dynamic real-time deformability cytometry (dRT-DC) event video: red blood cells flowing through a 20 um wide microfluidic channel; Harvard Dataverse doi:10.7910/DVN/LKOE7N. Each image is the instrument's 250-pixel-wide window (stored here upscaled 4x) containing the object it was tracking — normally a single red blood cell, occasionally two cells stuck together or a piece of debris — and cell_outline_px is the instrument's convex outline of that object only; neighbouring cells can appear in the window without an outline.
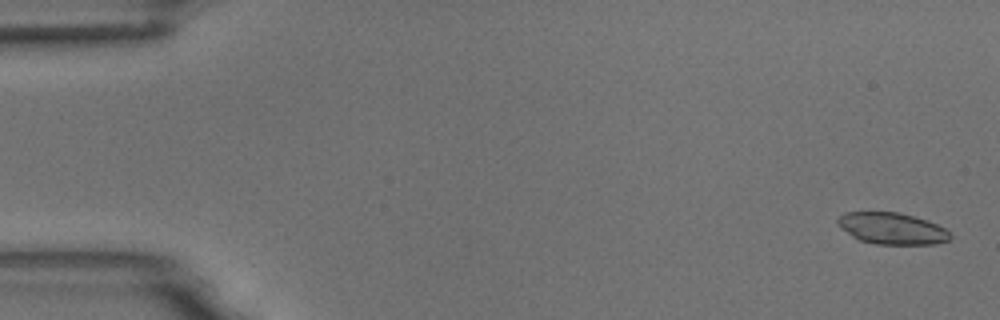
{"species": "common noctule bat (a hibernating species)", "species_latin": "Nyctalus noctula", "temperature_condition": "room temperature", "stored_images_in_passage": 5, "camera_frame_rate_fps": 3000, "um_per_image_px": 0.085, "animal": {"sex": "male", "body_mass_g": 18.8}, "frame": {"image": 1, "passage_image": 1, "time_ms": 0.0, "image_size_px": [1000, 320], "cell_outline_px": [[952, 236], [948, 240], [936, 244], [876, 244], [860, 240], [852, 236], [836, 224], [836, 220], [844, 212], [900, 212], [928, 220], [944, 228]], "centroid_in_image_um": [75.8, 19.41], "position_along_channel_um": 9.2, "area_um2": 20.69}}
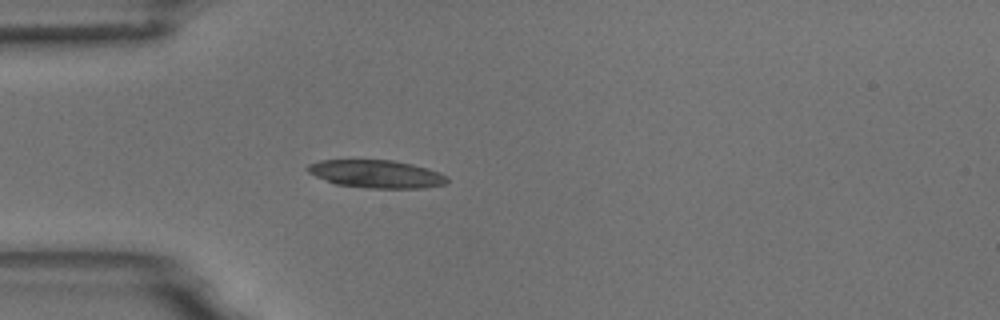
{"frame": {"image": 2, "passage_image": 5, "time_ms": 4.667, "image_size_px": [1000, 320], "cell_outline_px": [[448, 180], [444, 184], [424, 188], [368, 188], [336, 184], [316, 176], [308, 172], [304, 168], [308, 164], [320, 160], [392, 160], [412, 164], [428, 168], [440, 172], [448, 176]], "centroid_in_image_um": [32.0, 14.78], "position_along_channel_um": 53.0, "area_um2": 22.72}}